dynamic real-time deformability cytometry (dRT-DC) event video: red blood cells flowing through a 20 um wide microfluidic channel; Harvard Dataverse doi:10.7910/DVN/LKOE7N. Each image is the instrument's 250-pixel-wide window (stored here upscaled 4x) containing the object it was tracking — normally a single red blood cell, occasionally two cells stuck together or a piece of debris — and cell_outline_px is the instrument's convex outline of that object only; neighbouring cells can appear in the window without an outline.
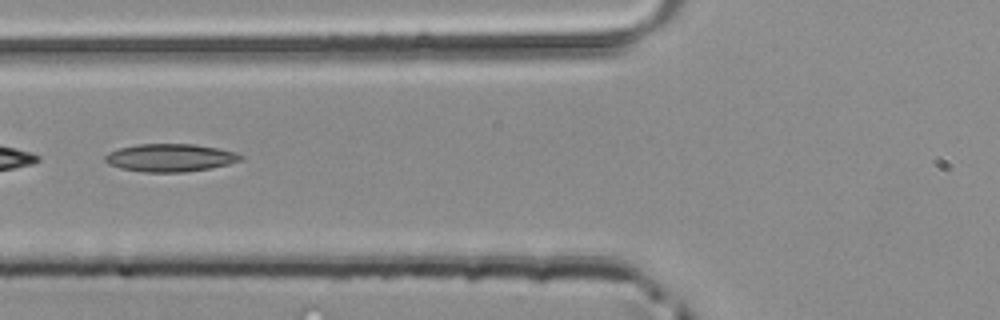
{"species": "common noctule bat (a hibernating species)", "species_latin": "Nyctalus noctula", "temperature_condition": "room temperature", "stored_images_in_passage": 12, "camera_frame_rate_fps": 3000, "um_per_image_px": 0.085, "animal": {"sex": "male", "body_mass_g": 20.4}, "frame": {"image": 1, "passage_image": 4, "time_ms": 1.0, "image_size_px": [1000, 320], "cell_outline_px": [[244, 156], [240, 160], [228, 164], [212, 168], [184, 172], [144, 172], [120, 168], [108, 164], [104, 160], [104, 156], [108, 152], [120, 148], [136, 144], [192, 144], [216, 148], [236, 152]], "centroid_in_image_um": [14.44, 13.41], "position_along_channel_um": 111.4, "area_um2": 21.96}}
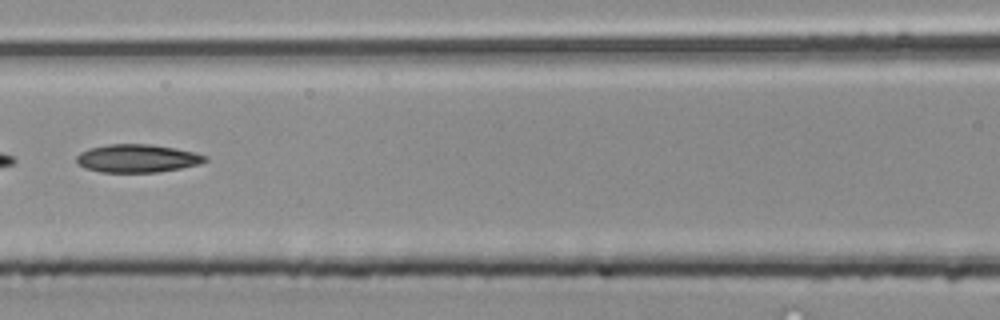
{"frame": {"image": 2, "passage_image": 7, "time_ms": 2.0, "image_size_px": [1000, 320], "cell_outline_px": [[208, 160], [200, 164], [160, 172], [100, 172], [84, 168], [76, 160], [76, 156], [80, 152], [88, 148], [108, 144], [152, 144], [176, 148], [196, 152], [208, 156]], "centroid_in_image_um": [11.69, 13.45], "position_along_channel_um": 154.9, "area_um2": 21.27}}